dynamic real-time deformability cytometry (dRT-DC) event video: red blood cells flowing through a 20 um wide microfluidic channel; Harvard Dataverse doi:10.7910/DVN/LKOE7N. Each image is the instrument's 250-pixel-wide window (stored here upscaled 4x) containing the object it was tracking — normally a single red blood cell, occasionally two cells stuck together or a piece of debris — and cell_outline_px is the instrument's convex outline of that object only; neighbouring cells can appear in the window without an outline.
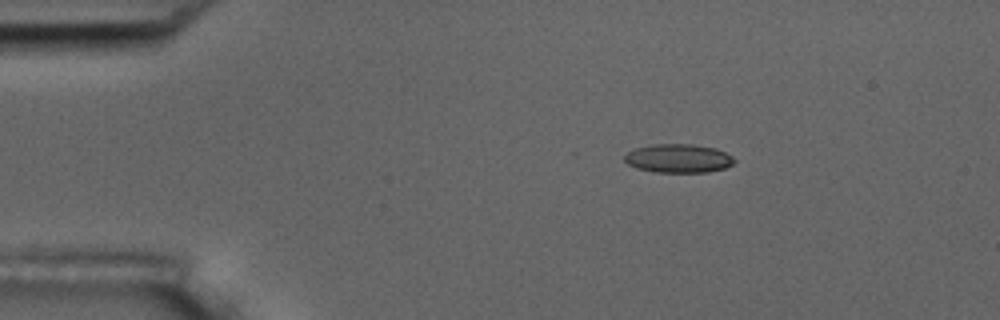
{"species": "common noctule bat (a hibernating species)", "species_latin": "Nyctalus noctula", "temperature_condition": "room temperature", "stored_images_in_passage": 3, "camera_frame_rate_fps": 3000, "um_per_image_px": 0.085, "animal": {"sex": "male", "body_mass_g": 17.5, "forearm_length_mm": 52.3}, "frame": {"image": 1, "passage_image": 1, "time_ms": 0.0, "image_size_px": [1000, 320], "cell_outline_px": [[736, 160], [732, 164], [724, 168], [708, 172], [652, 172], [636, 168], [628, 164], [624, 160], [624, 156], [628, 152], [636, 148], [652, 144], [692, 144], [716, 148], [732, 156]], "centroid_in_image_um": [57.65, 13.46], "position_along_channel_um": 27.3, "area_um2": 18.38}}